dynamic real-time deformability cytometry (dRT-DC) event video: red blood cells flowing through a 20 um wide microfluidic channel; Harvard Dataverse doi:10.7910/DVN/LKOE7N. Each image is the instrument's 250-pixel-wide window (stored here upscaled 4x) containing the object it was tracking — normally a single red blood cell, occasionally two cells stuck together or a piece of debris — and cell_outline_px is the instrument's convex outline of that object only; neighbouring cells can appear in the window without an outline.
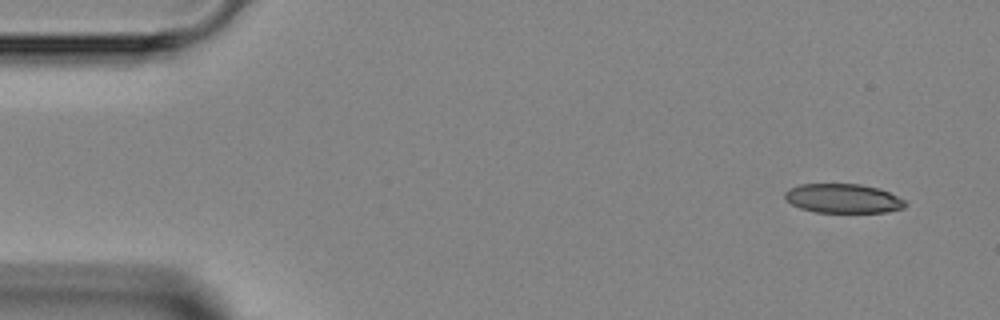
{"species": "Egyptian fruit bat (a non-hibernating species)", "species_latin": "Rousettus aegyptiacus", "temperature_condition": "room temperature", "stored_images_in_passage": 4, "camera_frame_rate_fps": 3000, "um_per_image_px": 0.085, "animal": {"sex": "female"}, "frame": {"image": 1, "passage_image": 1, "time_ms": 0.0, "image_size_px": [1000, 320], "cell_outline_px": [[908, 204], [904, 208], [884, 212], [816, 212], [800, 208], [784, 200], [784, 192], [788, 188], [800, 184], [860, 184], [880, 188], [904, 200]], "centroid_in_image_um": [71.63, 16.86], "position_along_channel_um": 13.4, "area_um2": 20.58}}
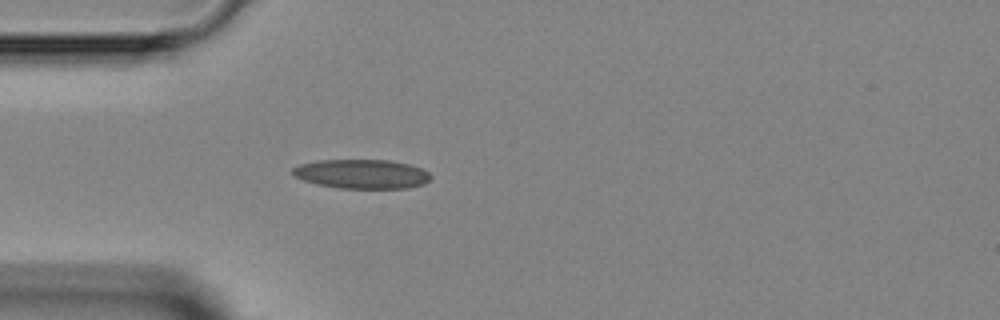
{"frame": {"image": 2, "passage_image": 4, "time_ms": 3.333, "image_size_px": [1000, 320], "cell_outline_px": [[432, 176], [424, 184], [408, 188], [340, 188], [320, 184], [304, 180], [296, 176], [292, 172], [292, 168], [300, 164], [316, 160], [388, 160], [408, 164], [420, 168], [428, 172]], "centroid_in_image_um": [30.77, 14.78], "position_along_channel_um": 54.2, "area_um2": 23.29}}